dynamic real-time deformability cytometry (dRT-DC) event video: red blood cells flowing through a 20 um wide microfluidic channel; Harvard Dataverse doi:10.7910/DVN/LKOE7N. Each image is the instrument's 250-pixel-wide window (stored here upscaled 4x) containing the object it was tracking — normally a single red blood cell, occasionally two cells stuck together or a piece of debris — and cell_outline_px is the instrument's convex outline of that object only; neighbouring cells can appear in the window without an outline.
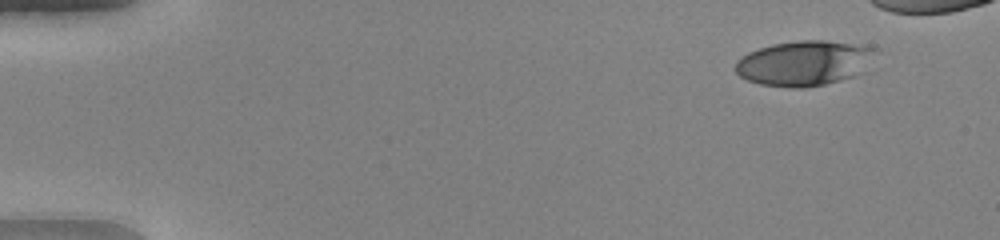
{"species": "human", "species_latin": "Homo sapiens", "temperature_condition": "warm", "stored_images_in_passage": 16, "camera_frame_rate_fps": 3000, "um_per_image_px": 0.085, "donor": {"sex": "female"}, "frame": {"image": 1, "passage_image": 5, "time_ms": 1.333, "image_size_px": [1000, 240], "cell_outline_px": [[876, 48], [860, 72], [856, 76], [824, 84], [804, 88], [792, 88], [760, 84], [748, 80], [740, 76], [732, 68], [736, 60], [740, 56], [748, 52], [772, 44], [800, 40], [824, 40], [852, 44]], "centroid_in_image_um": [68.24, 5.37], "position_along_channel_um": 16.8, "area_um2": 36.41}}